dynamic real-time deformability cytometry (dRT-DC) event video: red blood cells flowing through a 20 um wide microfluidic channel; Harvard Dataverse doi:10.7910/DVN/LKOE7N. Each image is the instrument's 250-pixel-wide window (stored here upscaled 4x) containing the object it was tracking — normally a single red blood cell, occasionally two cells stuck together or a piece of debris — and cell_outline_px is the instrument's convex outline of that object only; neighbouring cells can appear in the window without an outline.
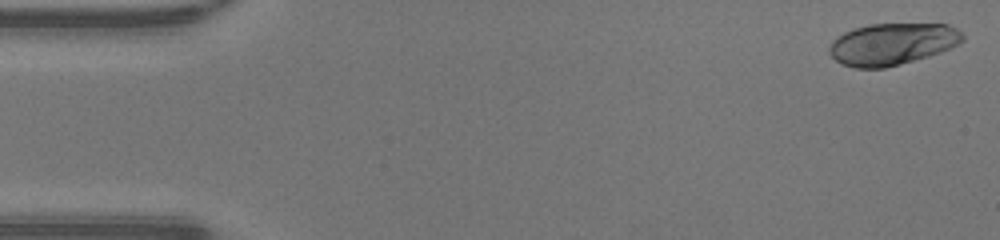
{"species": "human", "species_latin": "Homo sapiens", "temperature_condition": "warm", "stored_images_in_passage": 48, "camera_frame_rate_fps": 3000, "um_per_image_px": 0.085, "donor": {"sex": "male"}, "frame": {"image": 1, "passage_image": 1, "time_ms": 0.0, "image_size_px": [1000, 240], "cell_outline_px": [[964, 40], [940, 52], [928, 56], [900, 64], [884, 68], [856, 68], [840, 64], [828, 52], [828, 48], [832, 40], [844, 32], [852, 28], [868, 24], [948, 24], [956, 28], [964, 36]], "centroid_in_image_um": [75.79, 3.74], "position_along_channel_um": 9.2, "area_um2": 32.48}}
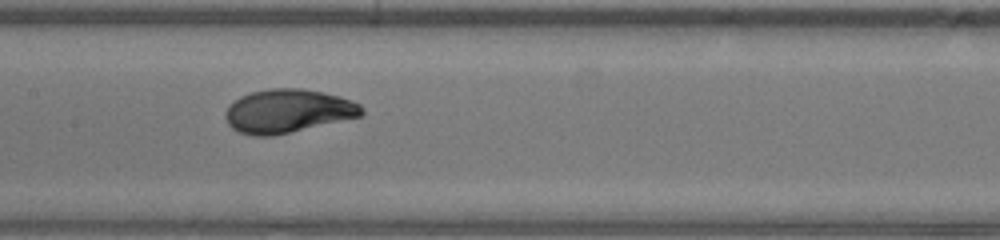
{"frame": {"image": 2, "passage_image": 23, "time_ms": 7.333, "image_size_px": [1000, 240], "cell_outline_px": [[364, 112], [360, 116], [272, 136], [252, 136], [240, 132], [232, 128], [228, 124], [224, 116], [224, 112], [228, 104], [240, 96], [252, 92], [268, 88], [300, 88], [340, 96], [352, 100], [360, 104], [364, 108]], "centroid_in_image_um": [24.42, 9.43], "position_along_channel_um": 183.0, "area_um2": 34.56}}
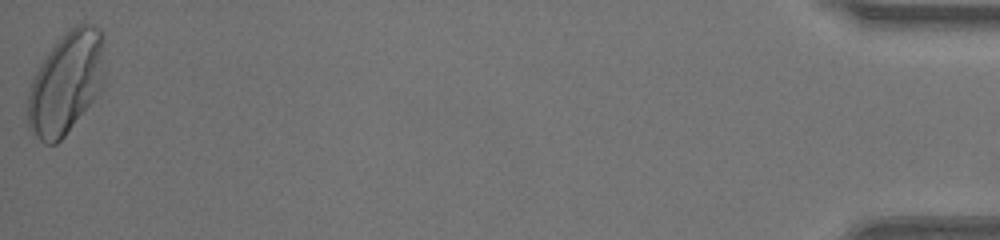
{"frame": {"image": 3, "passage_image": 48, "time_ms": 15.667, "image_size_px": [1000, 240], "cell_outline_px": [[104, 80], [96, 96], [64, 136], [56, 144], [44, 144], [28, 128], [28, 92], [32, 80], [40, 64], [56, 40], [68, 28], [76, 24], [96, 24], [104, 32]], "centroid_in_image_um": [5.63, 6.98], "position_along_channel_um": 429.6, "area_um2": 46.01}, "authors_computed_cell_mechanics": {"area_um2": 33.524, "velocity_mm_per_s": 4.2542, "shape_relaxation_time_tau1_ms": 2.6939, "shape_relaxation_time_tau2_ms": null, "deformation_change_tau1": 0.1657, "deformation_change_tau2": null}}